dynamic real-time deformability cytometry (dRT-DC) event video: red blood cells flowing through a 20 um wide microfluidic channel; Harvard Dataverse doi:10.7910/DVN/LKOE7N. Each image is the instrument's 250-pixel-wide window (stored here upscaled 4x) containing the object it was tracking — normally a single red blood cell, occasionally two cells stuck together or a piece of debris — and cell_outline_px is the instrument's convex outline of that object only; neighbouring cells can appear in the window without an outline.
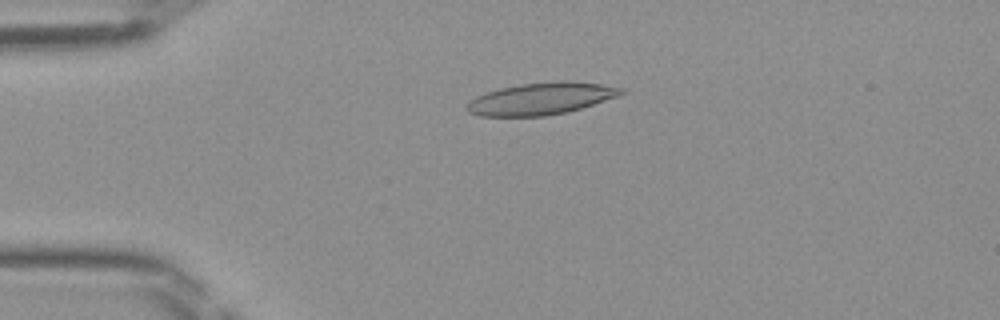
{"species": "Egyptian fruit bat (a non-hibernating species)", "species_latin": "Rousettus aegyptiacus", "temperature_condition": "room temperature", "stored_images_in_passage": 47, "camera_frame_rate_fps": 3000, "um_per_image_px": 0.085, "frame": {"image": 1, "passage_image": 11, "time_ms": 3.333, "image_size_px": [1000, 320], "cell_outline_px": [[628, 92], [620, 96], [568, 112], [544, 116], [480, 116], [468, 112], [464, 108], [468, 100], [476, 96], [500, 88], [520, 84], [560, 80], [572, 80], [600, 84], [624, 88]], "centroid_in_image_um": [46.02, 8.38], "position_along_channel_um": 39.0, "area_um2": 29.19}}
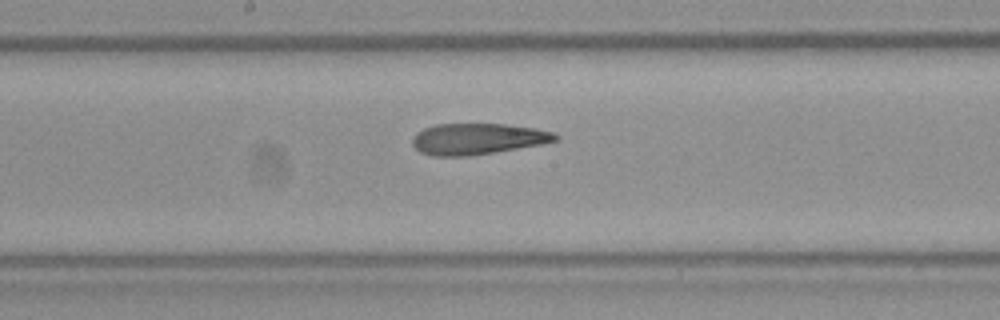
{"frame": {"image": 2, "passage_image": 25, "time_ms": 8.0, "image_size_px": [1000, 320], "cell_outline_px": [[560, 136], [556, 140], [544, 144], [496, 152], [468, 156], [432, 156], [420, 152], [412, 144], [412, 140], [416, 132], [424, 128], [436, 124], [504, 124], [536, 128], [552, 132]], "centroid_in_image_um": [40.59, 11.81], "position_along_channel_um": 207.6, "area_um2": 26.07}}
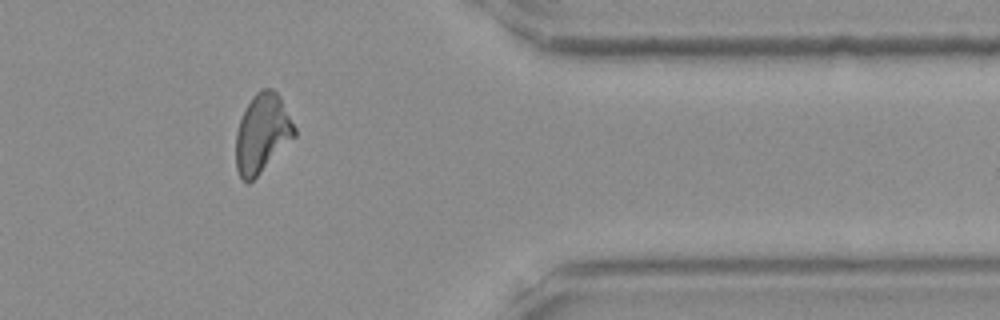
{"frame": {"image": 3, "passage_image": 39, "time_ms": 12.667, "image_size_px": [1000, 320], "cell_outline_px": [[296, 136], [248, 184], [240, 176], [236, 168], [236, 132], [240, 120], [252, 96], [260, 88], [272, 88], [280, 96], [296, 128]], "centroid_in_image_um": [22.29, 11.31], "position_along_channel_um": 389.1, "area_um2": 26.65}}